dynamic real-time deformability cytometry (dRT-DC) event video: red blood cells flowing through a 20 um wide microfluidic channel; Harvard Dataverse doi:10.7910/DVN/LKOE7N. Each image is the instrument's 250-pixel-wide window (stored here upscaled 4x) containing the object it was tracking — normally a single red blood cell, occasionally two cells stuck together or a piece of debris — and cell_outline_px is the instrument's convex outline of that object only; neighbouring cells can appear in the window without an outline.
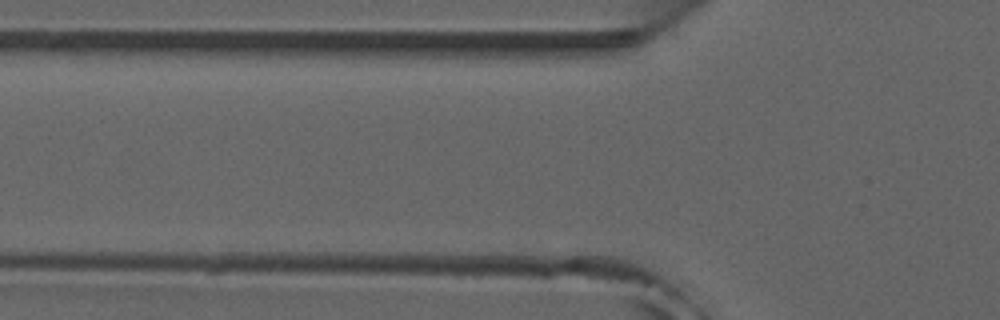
{"species": "common noctule bat (a hibernating species)", "species_latin": "Nyctalus noctula", "temperature_condition": "room temperature", "stored_images_in_passage": 3, "camera_frame_rate_fps": 3000, "um_per_image_px": 0.085, "animal": {"sex": "male", "forearm_length_mm": 52.5}, "frame": {"image": 1, "passage_image": 3, "time_ms": 0.667, "image_size_px": [1000, 320], "cell_outline_px": [[644, 284], [480, 276], [480, 272], [524, 256], [576, 264], [632, 276], [644, 280]], "centroid_in_image_um": [47.26, 23.09], "position_along_channel_um": 78.5, "area_um2": 16.82}}